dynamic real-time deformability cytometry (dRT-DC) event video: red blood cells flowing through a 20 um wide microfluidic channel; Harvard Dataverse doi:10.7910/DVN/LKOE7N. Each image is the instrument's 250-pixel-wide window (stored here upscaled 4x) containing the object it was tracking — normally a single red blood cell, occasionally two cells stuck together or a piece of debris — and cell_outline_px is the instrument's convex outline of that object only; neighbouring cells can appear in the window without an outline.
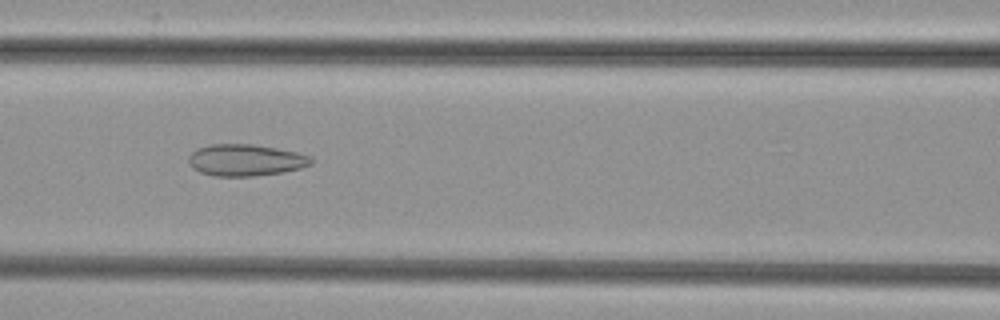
{"species": "common noctule bat (a hibernating species)", "species_latin": "Nyctalus noctula", "temperature_condition": "cold", "stored_images_in_passage": 38, "camera_frame_rate_fps": 3000, "um_per_image_px": 0.085, "animal": {"sex": "female", "body_mass_g": 29.2, "forearm_length_mm": 56.3}, "frame": {"image": 1, "passage_image": 9, "time_ms": 2.667, "image_size_px": [1000, 320], "cell_outline_px": [[312, 164], [300, 168], [284, 172], [252, 176], [216, 176], [200, 172], [192, 168], [188, 160], [188, 156], [196, 148], [208, 144], [252, 144], [276, 148], [296, 152], [312, 156]], "centroid_in_image_um": [20.86, 13.6], "position_along_channel_um": 145.7, "area_um2": 22.72}}
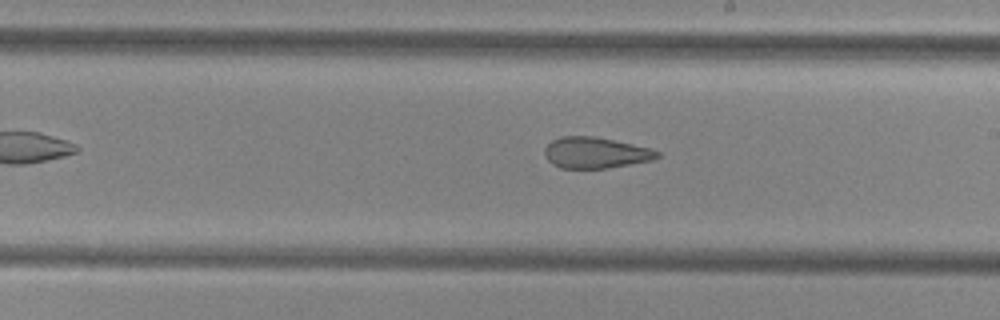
{"frame": {"image": 2, "passage_image": 16, "time_ms": 5.0, "image_size_px": [1000, 320], "cell_outline_px": [[660, 156], [652, 160], [608, 168], [560, 168], [552, 164], [544, 156], [544, 148], [552, 140], [560, 136], [596, 136], [652, 148], [660, 152]], "centroid_in_image_um": [50.61, 12.97], "position_along_channel_um": 238.4, "area_um2": 20.58}}
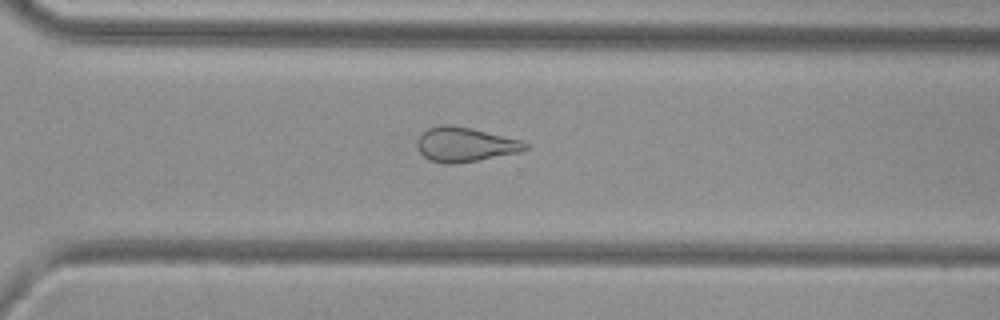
{"frame": {"image": 3, "passage_image": 23, "time_ms": 7.333, "image_size_px": [1000, 320], "cell_outline_px": [[532, 148], [520, 152], [480, 160], [452, 164], [444, 164], [428, 160], [416, 148], [416, 140], [428, 128], [440, 124], [452, 124], [472, 128], [520, 140], [532, 144]], "centroid_in_image_um": [39.55, 12.29], "position_along_channel_um": 331.1, "area_um2": 22.14}}